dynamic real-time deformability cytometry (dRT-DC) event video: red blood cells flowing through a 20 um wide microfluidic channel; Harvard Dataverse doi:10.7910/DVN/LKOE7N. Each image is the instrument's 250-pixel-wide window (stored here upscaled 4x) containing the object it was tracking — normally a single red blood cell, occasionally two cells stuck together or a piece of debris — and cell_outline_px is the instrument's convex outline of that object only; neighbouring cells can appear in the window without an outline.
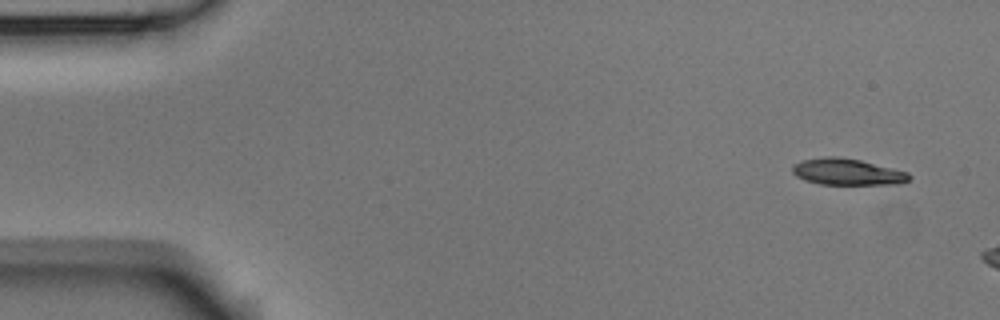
{"species": "Egyptian fruit bat (a non-hibernating species)", "species_latin": "Rousettus aegyptiacus", "temperature_condition": "room temperature", "stored_images_in_passage": 5, "camera_frame_rate_fps": 3000, "um_per_image_px": 0.085, "animal": {"sex": "male"}, "frame": {"image": 1, "passage_image": 1, "time_ms": 0.0, "image_size_px": [1000, 320], "cell_outline_px": [[912, 176], [908, 180], [896, 184], [820, 184], [804, 180], [796, 176], [792, 172], [792, 168], [796, 164], [804, 160], [828, 156], [836, 156], [860, 160], [908, 172]], "centroid_in_image_um": [72.02, 14.61], "position_along_channel_um": 13.0, "area_um2": 17.74}}
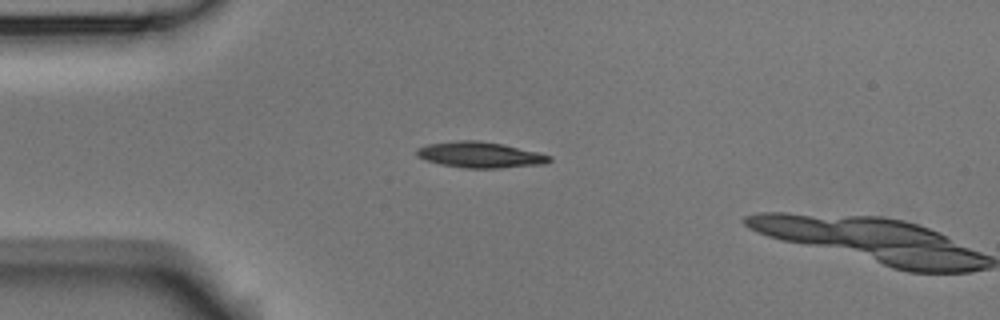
{"frame": {"image": 2, "passage_image": 4, "time_ms": 1.0, "image_size_px": [1000, 320], "cell_outline_px": [[552, 160], [544, 164], [500, 168], [464, 168], [440, 164], [416, 156], [416, 148], [428, 144], [456, 140], [476, 140], [504, 144], [540, 152], [552, 156]], "centroid_in_image_um": [40.84, 13.15], "position_along_channel_um": 44.2, "area_um2": 20.17}}